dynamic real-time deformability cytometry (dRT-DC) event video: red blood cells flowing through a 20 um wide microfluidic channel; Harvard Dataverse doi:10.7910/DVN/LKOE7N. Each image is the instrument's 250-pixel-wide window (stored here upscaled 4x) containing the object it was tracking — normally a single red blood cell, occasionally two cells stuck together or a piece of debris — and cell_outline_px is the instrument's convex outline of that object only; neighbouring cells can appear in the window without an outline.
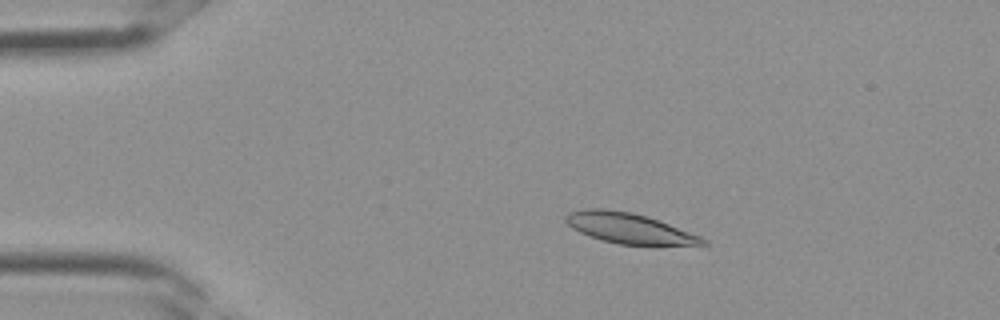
{"species": "Egyptian fruit bat (a non-hibernating species)", "species_latin": "Rousettus aegyptiacus", "temperature_condition": "room temperature", "stored_images_in_passage": 3, "camera_frame_rate_fps": 3000, "um_per_image_px": 0.085, "frame": {"image": 1, "passage_image": 2, "time_ms": 0.333, "image_size_px": [1000, 320], "cell_outline_px": [[708, 244], [620, 244], [588, 236], [572, 228], [564, 220], [564, 216], [568, 212], [584, 208], [604, 208], [632, 212], [648, 216], [700, 236], [708, 240]], "centroid_in_image_um": [53.4, 19.36], "position_along_channel_um": 31.6, "area_um2": 23.99}}